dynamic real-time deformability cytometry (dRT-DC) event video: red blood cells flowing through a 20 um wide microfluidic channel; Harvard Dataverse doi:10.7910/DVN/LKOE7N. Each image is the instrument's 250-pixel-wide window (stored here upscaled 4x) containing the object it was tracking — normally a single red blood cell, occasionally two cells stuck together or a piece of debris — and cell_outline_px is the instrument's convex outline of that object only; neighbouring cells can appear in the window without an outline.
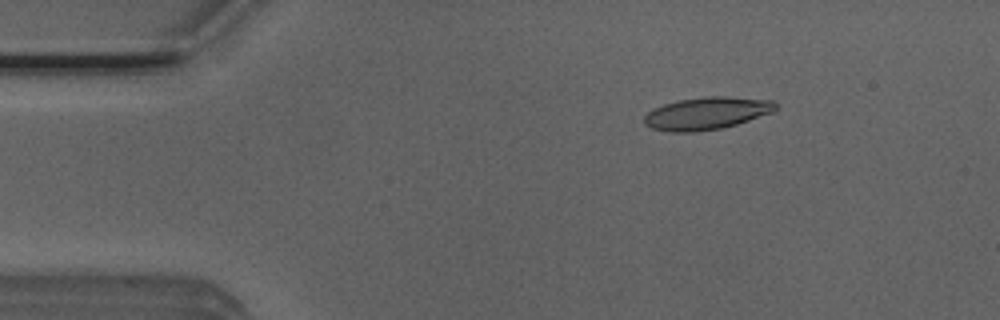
{"species": "Egyptian fruit bat (a non-hibernating species)", "species_latin": "Rousettus aegyptiacus", "temperature_condition": "room temperature", "stored_images_in_passage": 52, "camera_frame_rate_fps": 3000, "um_per_image_px": 0.085, "animal": {"sex": "male"}, "frame": {"image": 1, "passage_image": 8, "time_ms": 2.333, "image_size_px": [1000, 320], "cell_outline_px": [[776, 108], [772, 112], [736, 124], [720, 128], [696, 132], [668, 132], [652, 128], [644, 124], [644, 116], [652, 108], [664, 104], [680, 100], [708, 96], [728, 96], [772, 100], [776, 104]], "centroid_in_image_um": [60.03, 9.63], "position_along_channel_um": 25.0, "area_um2": 24.74}}
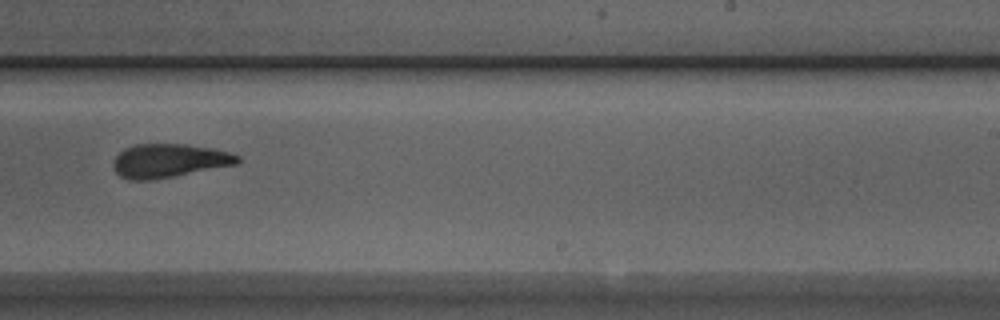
{"frame": {"image": 2, "passage_image": 32, "time_ms": 10.333, "image_size_px": [1000, 320], "cell_outline_px": [[240, 160], [236, 164], [176, 176], [152, 180], [128, 180], [120, 176], [112, 168], [112, 160], [124, 148], [136, 144], [188, 144], [212, 148], [228, 152], [240, 156]], "centroid_in_image_um": [14.33, 13.66], "position_along_channel_um": 274.7, "area_um2": 24.57}}
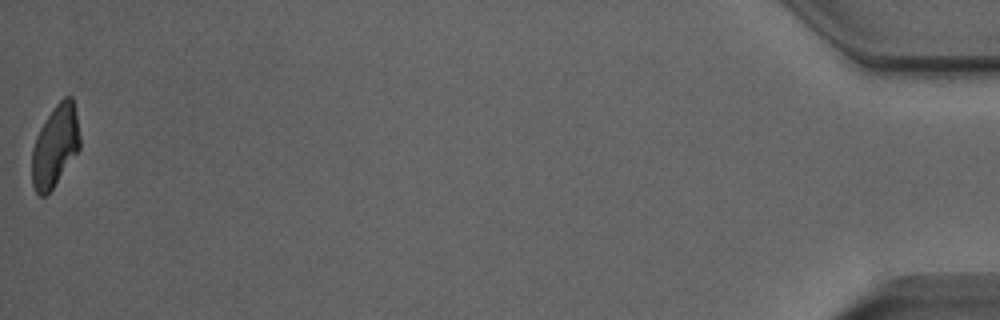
{"frame": {"image": 3, "passage_image": 52, "time_ms": 17.0, "image_size_px": [1000, 320], "cell_outline_px": [[80, 148], [52, 188], [44, 196], [40, 196], [36, 192], [32, 184], [32, 148], [36, 136], [40, 128], [52, 108], [64, 96], [72, 96], [80, 136]], "centroid_in_image_um": [4.67, 12.39], "position_along_channel_um": 430.5, "area_um2": 22.54}, "authors_computed_cell_mechanics": {"area_um2": 24.6228, "velocity_mm_per_s": 3.9194, "shape_relaxation_time_tau1_ms": 6.3117, "shape_relaxation_time_tau2_ms": 2.7185, "deformation_change_tau1": 0.1864, "deformation_change_tau2": 0.1114}}